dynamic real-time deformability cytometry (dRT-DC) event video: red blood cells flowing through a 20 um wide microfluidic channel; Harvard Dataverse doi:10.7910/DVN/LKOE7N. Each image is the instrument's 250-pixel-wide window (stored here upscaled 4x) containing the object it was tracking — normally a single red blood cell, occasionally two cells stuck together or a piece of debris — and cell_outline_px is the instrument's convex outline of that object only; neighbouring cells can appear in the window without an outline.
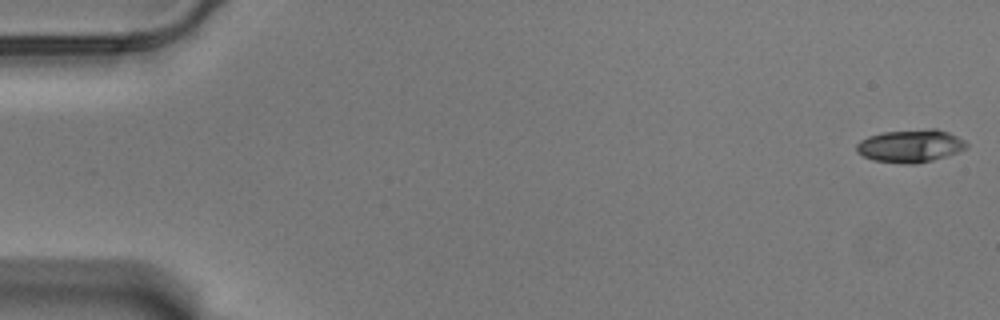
{"species": "Egyptian fruit bat (a non-hibernating species)", "species_latin": "Rousettus aegyptiacus", "temperature_condition": "warm", "stored_images_in_passage": 58, "camera_frame_rate_fps": 3000, "um_per_image_px": 0.085, "animal": {"sex": "male"}, "frame": {"image": 1, "passage_image": 1, "time_ms": 0.0, "image_size_px": [1000, 320], "cell_outline_px": [[968, 148], [932, 160], [916, 164], [904, 164], [872, 160], [856, 152], [856, 144], [860, 140], [868, 136], [884, 132], [928, 128], [936, 128], [948, 132], [964, 140], [968, 144]], "centroid_in_image_um": [77.37, 12.4], "position_along_channel_um": 7.6, "area_um2": 21.1}}
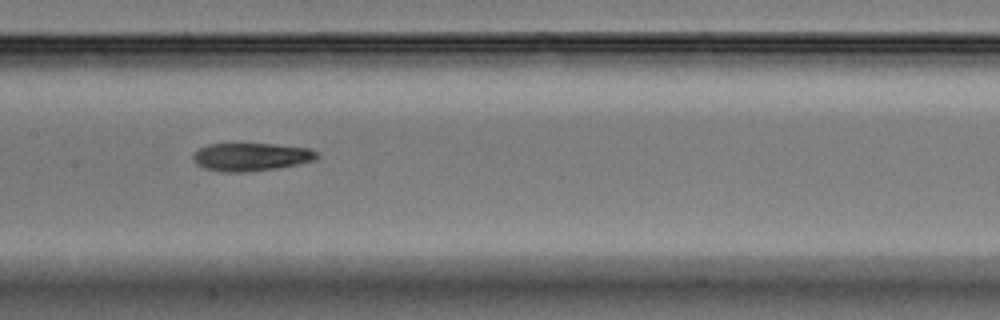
{"frame": {"image": 2, "passage_image": 29, "time_ms": 9.333, "image_size_px": [1000, 320], "cell_outline_px": [[320, 156], [316, 160], [300, 164], [276, 168], [244, 172], [224, 172], [204, 168], [196, 164], [192, 160], [192, 156], [200, 148], [208, 144], [272, 144], [308, 148], [320, 152]], "centroid_in_image_um": [21.38, 13.34], "position_along_channel_um": 186.0, "area_um2": 20.29}}
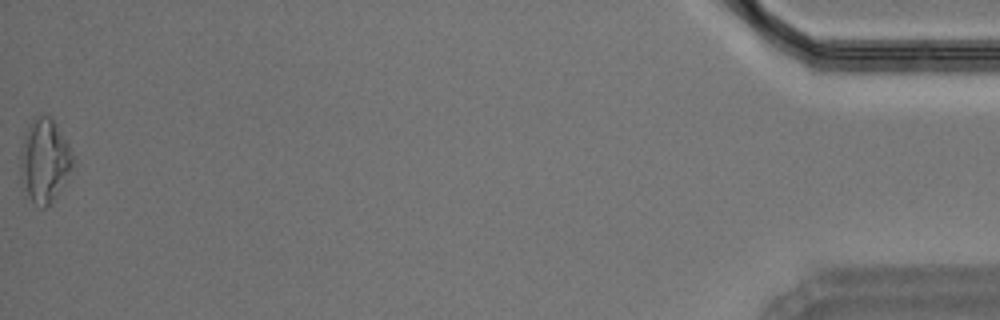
{"frame": {"image": 3, "passage_image": 58, "time_ms": 19.0, "image_size_px": [1000, 320], "cell_outline_px": [[76, 164], [52, 200], [44, 208], [40, 208], [32, 200], [24, 188], [20, 176], [20, 156], [24, 136], [28, 128], [36, 116], [48, 116], [52, 120], [68, 144], [76, 160]], "centroid_in_image_um": [3.8, 13.67], "position_along_channel_um": 431.4, "area_um2": 25.03}, "authors_computed_cell_mechanics": {"area_um2": 20.3745, "velocity_mm_per_s": 3.5195, "shape_relaxation_time_tau1_ms": null, "shape_relaxation_time_tau2_ms": 4.957, "deformation_change_tau1": null, "deformation_change_tau2": 0.1535}}